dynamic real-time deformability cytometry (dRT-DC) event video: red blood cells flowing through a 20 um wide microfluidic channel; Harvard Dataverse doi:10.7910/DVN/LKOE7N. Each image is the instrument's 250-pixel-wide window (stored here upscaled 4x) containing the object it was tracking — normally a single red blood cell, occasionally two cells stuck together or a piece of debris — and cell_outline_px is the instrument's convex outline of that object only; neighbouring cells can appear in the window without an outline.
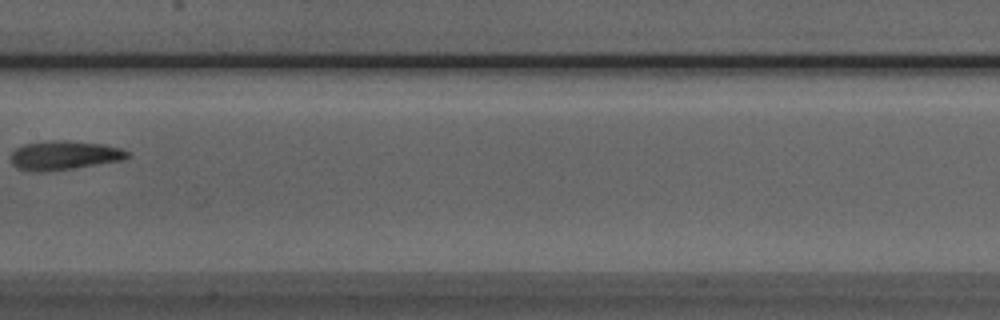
{"species": "Egyptian fruit bat (a non-hibernating species)", "species_latin": "Rousettus aegyptiacus", "temperature_condition": "room temperature", "stored_images_in_passage": 7, "camera_frame_rate_fps": 3000, "um_per_image_px": 0.085, "animal": {"sex": "male"}, "frame": {"image": 1, "passage_image": 7, "time_ms": 7.0, "image_size_px": [1000, 320], "cell_outline_px": [[132, 156], [124, 160], [72, 168], [40, 172], [32, 172], [16, 168], [12, 164], [12, 152], [16, 148], [24, 144], [52, 140], [68, 140], [104, 144], [120, 148], [128, 152]], "centroid_in_image_um": [5.47, 13.2], "position_along_channel_um": 201.9, "area_um2": 19.83}}